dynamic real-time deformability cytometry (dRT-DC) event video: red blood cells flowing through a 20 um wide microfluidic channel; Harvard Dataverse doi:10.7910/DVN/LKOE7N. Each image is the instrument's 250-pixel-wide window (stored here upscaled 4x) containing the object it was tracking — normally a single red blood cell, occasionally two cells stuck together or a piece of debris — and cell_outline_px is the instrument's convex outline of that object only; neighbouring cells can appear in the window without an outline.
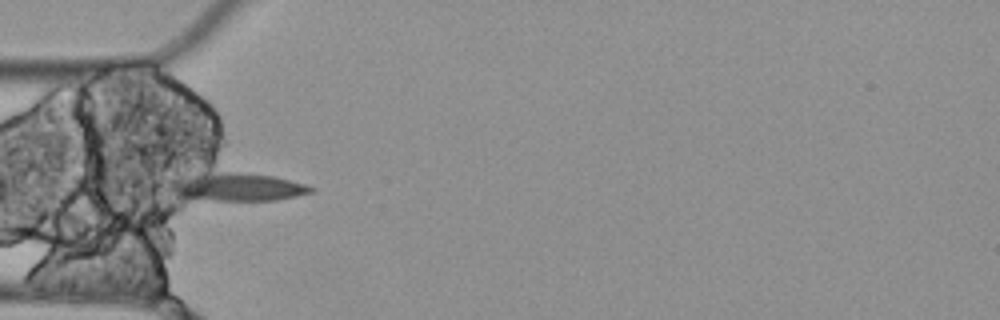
{"species": "Egyptian fruit bat (a non-hibernating species)", "species_latin": "Rousettus aegyptiacus", "temperature_condition": "cold", "stored_images_in_passage": 5, "camera_frame_rate_fps": 3000, "um_per_image_px": 0.085, "animal": {"sex": "female"}, "frame": {"image": 1, "passage_image": 5, "time_ms": 1.333, "image_size_px": [1000, 320], "cell_outline_px": [[316, 188], [312, 192], [296, 196], [276, 200], [216, 200], [180, 196], [168, 188], [168, 184], [204, 172], [236, 172], [272, 176], [304, 184]], "centroid_in_image_um": [20.23, 15.89], "position_along_channel_um": 64.8, "area_um2": 22.31}}